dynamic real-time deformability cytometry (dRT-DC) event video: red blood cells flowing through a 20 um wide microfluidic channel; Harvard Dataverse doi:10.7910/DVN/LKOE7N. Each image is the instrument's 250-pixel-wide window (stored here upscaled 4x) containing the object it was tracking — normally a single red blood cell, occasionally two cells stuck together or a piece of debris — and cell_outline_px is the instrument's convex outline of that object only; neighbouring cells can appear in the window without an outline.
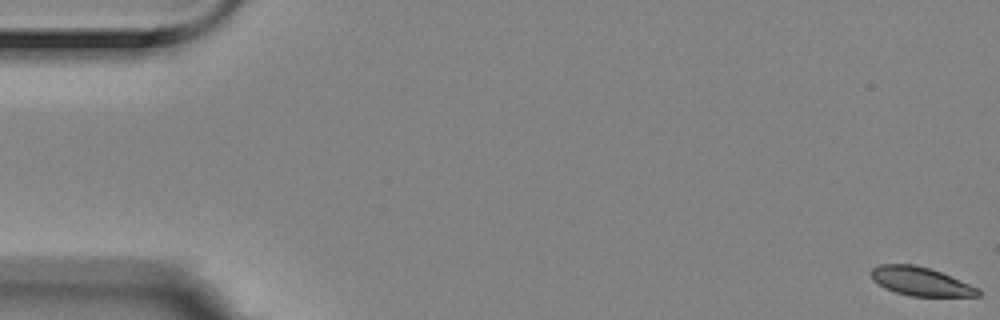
{"species": "Egyptian fruit bat (a non-hibernating species)", "species_latin": "Rousettus aegyptiacus", "temperature_condition": "room temperature", "stored_images_in_passage": 6, "segment_of_instrument_passage": [1, 2], "camera_frame_rate_fps": 3000, "um_per_image_px": 0.085, "animal": {"sex": "female"}, "frame": {"image": 1, "passage_image": 1, "time_ms": 0.0, "image_size_px": [1000, 320], "cell_outline_px": [[980, 296], [912, 296], [896, 292], [884, 288], [872, 280], [868, 272], [872, 268], [880, 264], [916, 264], [940, 272], [980, 288]], "centroid_in_image_um": [78.21, 23.91], "position_along_channel_um": 6.8, "area_um2": 17.92}}
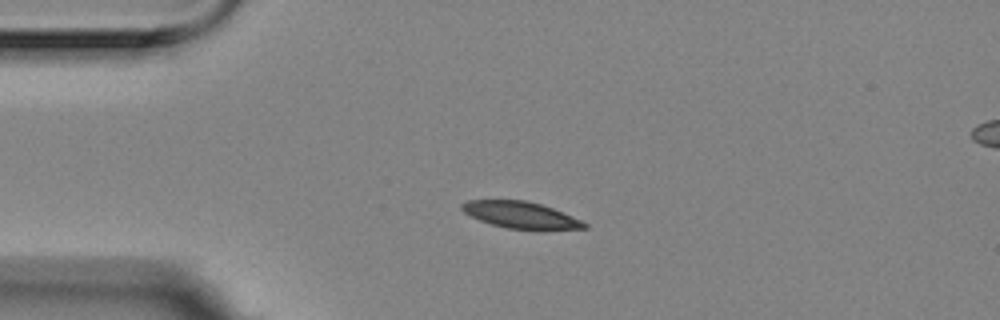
{"frame": {"image": 2, "passage_image": 4, "time_ms": 1.0, "image_size_px": [1000, 320], "cell_outline_px": [[588, 228], [508, 228], [492, 224], [480, 220], [464, 212], [460, 208], [460, 204], [468, 200], [524, 200], [540, 204], [552, 208], [572, 216], [588, 224]], "centroid_in_image_um": [44.2, 18.24], "position_along_channel_um": 40.8, "area_um2": 18.32}}